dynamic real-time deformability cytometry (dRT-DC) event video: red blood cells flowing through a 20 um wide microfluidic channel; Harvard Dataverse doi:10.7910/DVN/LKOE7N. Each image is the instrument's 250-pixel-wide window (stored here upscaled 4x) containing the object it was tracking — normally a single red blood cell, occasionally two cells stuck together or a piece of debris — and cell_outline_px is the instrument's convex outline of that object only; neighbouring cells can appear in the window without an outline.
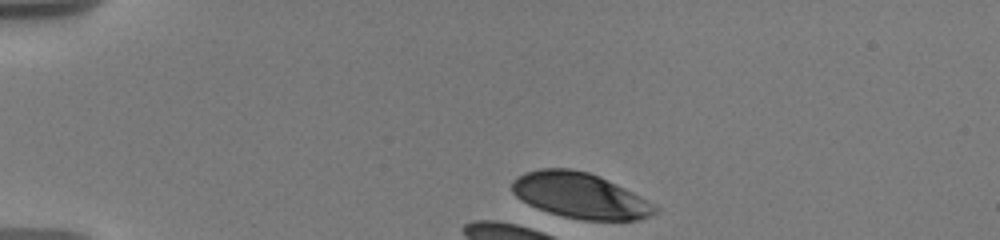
{"species": "human", "species_latin": "Homo sapiens", "temperature_condition": "warm", "stored_images_in_passage": 4, "camera_frame_rate_fps": 3000, "um_per_image_px": 0.085, "donor": {"sex": "male"}, "frame": {"image": 1, "passage_image": 1, "time_ms": 0.0, "image_size_px": [1000, 240], "cell_outline_px": [[660, 212], [640, 220], [580, 220], [548, 212], [528, 204], [520, 200], [512, 192], [512, 180], [516, 176], [540, 168], [568, 168], [588, 172], [600, 176], [640, 196], [660, 208]], "centroid_in_image_um": [49.32, 16.63], "position_along_channel_um": 35.7, "area_um2": 38.03}}